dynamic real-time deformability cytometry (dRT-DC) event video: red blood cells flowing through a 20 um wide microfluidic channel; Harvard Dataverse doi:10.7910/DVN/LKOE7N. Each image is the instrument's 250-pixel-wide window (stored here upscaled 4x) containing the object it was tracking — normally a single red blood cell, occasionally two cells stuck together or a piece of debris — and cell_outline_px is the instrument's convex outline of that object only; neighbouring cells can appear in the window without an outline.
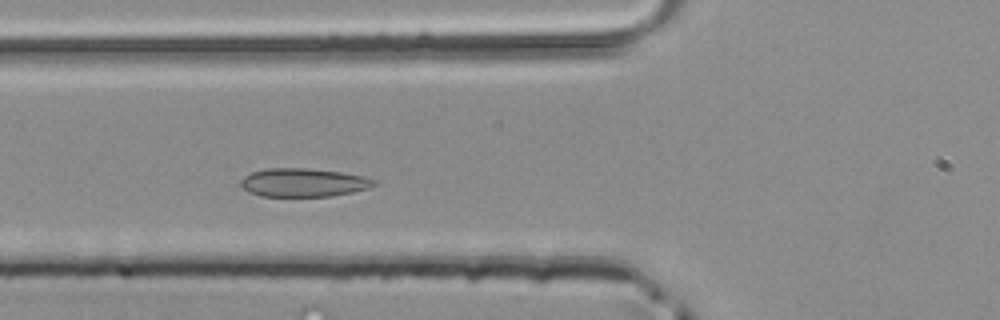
{"species": "common noctule bat (a hibernating species)", "species_latin": "Nyctalus noctula", "temperature_condition": "room temperature", "stored_images_in_passage": 41, "camera_frame_rate_fps": 3000, "um_per_image_px": 0.085, "animal": {"sex": "male", "body_mass_g": 20.4}, "frame": {"image": 1, "passage_image": 10, "time_ms": 3.0, "image_size_px": [1000, 320], "cell_outline_px": [[376, 184], [368, 188], [352, 192], [332, 196], [260, 196], [248, 192], [240, 184], [240, 180], [244, 176], [252, 172], [268, 168], [304, 168], [340, 172], [364, 176], [376, 180]], "centroid_in_image_um": [25.78, 15.52], "position_along_channel_um": 100.0, "area_um2": 22.02}}
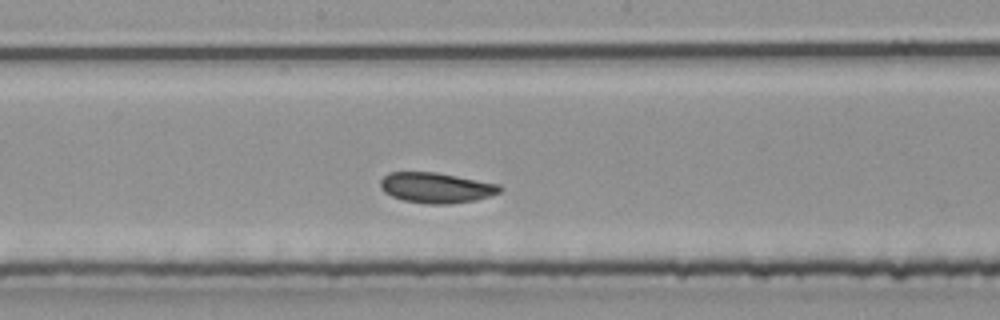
{"frame": {"image": 2, "passage_image": 18, "time_ms": 5.667, "image_size_px": [1000, 320], "cell_outline_px": [[500, 192], [476, 200], [448, 204], [428, 204], [404, 200], [392, 196], [384, 192], [380, 188], [380, 180], [388, 172], [436, 172], [500, 184]], "centroid_in_image_um": [37.04, 15.95], "position_along_channel_um": 211.2, "area_um2": 21.1}}
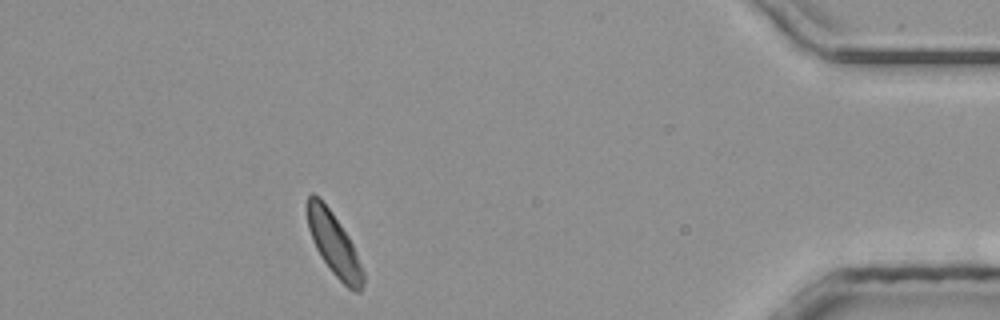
{"frame": {"image": 3, "passage_image": 36, "time_ms": 11.667, "image_size_px": [1000, 320], "cell_outline_px": [[364, 284], [360, 292], [356, 292], [348, 288], [332, 272], [320, 256], [312, 240], [308, 228], [308, 196], [312, 192], [328, 208], [340, 224], [348, 236], [352, 244], [364, 272]], "centroid_in_image_um": [28.4, 20.82], "position_along_channel_um": 406.8, "area_um2": 19.83}}